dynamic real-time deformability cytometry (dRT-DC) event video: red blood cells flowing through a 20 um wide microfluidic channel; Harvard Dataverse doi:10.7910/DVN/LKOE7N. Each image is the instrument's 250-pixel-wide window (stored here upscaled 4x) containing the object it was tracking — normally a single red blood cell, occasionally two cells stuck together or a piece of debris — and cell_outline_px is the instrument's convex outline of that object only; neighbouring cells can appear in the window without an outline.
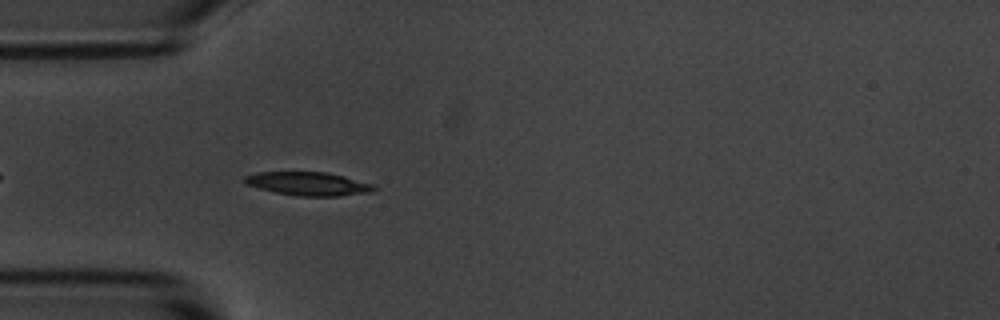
{"species": "common noctule bat (a hibernating species)", "species_latin": "Nyctalus noctula", "temperature_condition": "room temperature", "stored_images_in_passage": 45, "camera_frame_rate_fps": 3000, "um_per_image_px": 0.085, "animal": {"sex": "male", "body_mass_g": 20.1, "forearm_length_mm": 53.5}, "frame": {"image": 1, "passage_image": 6, "time_ms": 1.667, "image_size_px": [1000, 320], "cell_outline_px": [[376, 188], [372, 192], [340, 196], [296, 196], [276, 192], [244, 184], [240, 180], [244, 176], [256, 172], [328, 172], [376, 184]], "centroid_in_image_um": [26.21, 15.61], "position_along_channel_um": 58.8, "area_um2": 17.98}}
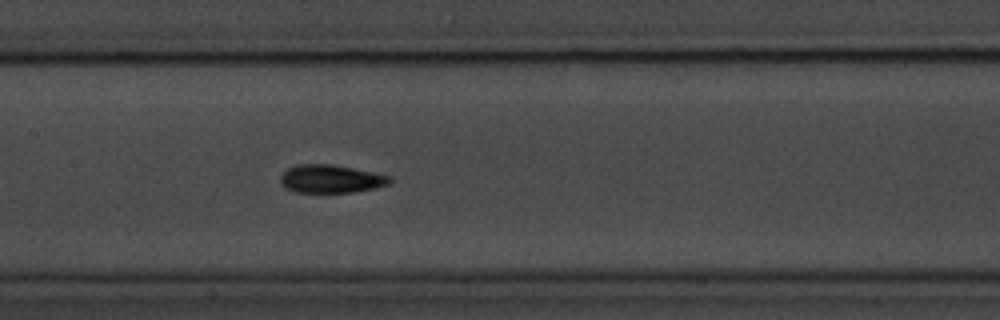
{"frame": {"image": 2, "passage_image": 16, "time_ms": 5.0, "image_size_px": [1000, 320], "cell_outline_px": [[392, 180], [388, 184], [376, 188], [352, 192], [296, 192], [284, 188], [280, 184], [280, 176], [288, 168], [300, 164], [332, 164], [392, 176]], "centroid_in_image_um": [28.11, 15.21], "position_along_channel_um": 179.3, "area_um2": 17.92}}
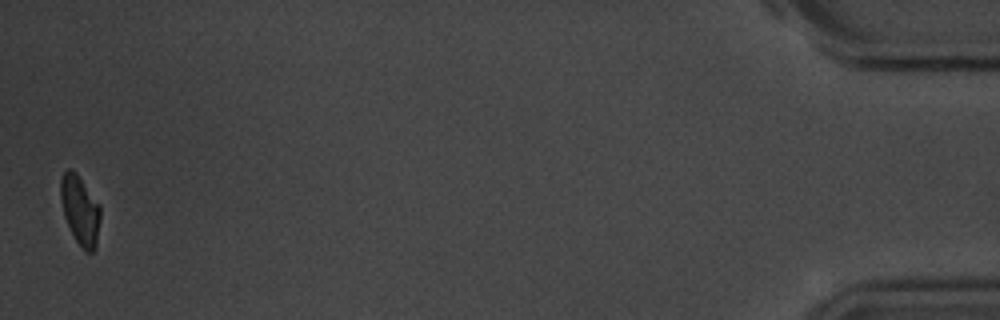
{"frame": {"image": 3, "passage_image": 44, "time_ms": 14.333, "image_size_px": [1000, 320], "cell_outline_px": [[100, 220], [96, 248], [92, 252], [84, 252], [76, 240], [64, 216], [60, 196], [60, 176], [68, 168], [72, 168], [76, 172], [100, 204]], "centroid_in_image_um": [6.81, 17.84], "position_along_channel_um": 428.4, "area_um2": 16.18}, "authors_computed_cell_mechanics": {"area_um2": 17.629, "velocity_mm_per_s": 3.6699, "shape_relaxation_time_tau1_ms": 2.078, "shape_relaxation_time_tau2_ms": 1.5486, "deformation_change_tau1": 0.125, "deformation_change_tau2": 0.053}}